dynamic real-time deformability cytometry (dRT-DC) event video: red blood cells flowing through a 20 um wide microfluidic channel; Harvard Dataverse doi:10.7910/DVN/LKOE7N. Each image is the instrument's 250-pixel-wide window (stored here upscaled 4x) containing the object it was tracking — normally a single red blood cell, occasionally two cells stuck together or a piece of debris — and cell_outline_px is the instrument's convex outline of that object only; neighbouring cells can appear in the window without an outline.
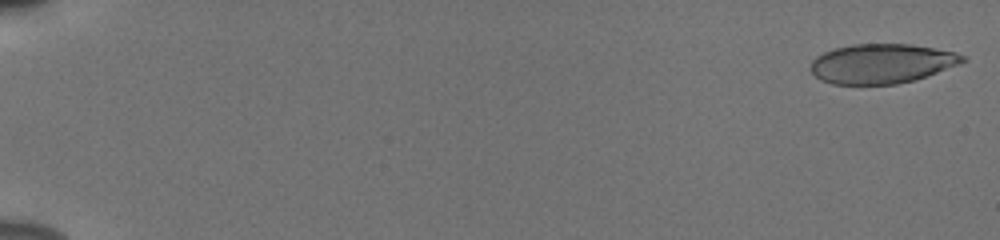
{"species": "human", "species_latin": "Homo sapiens", "temperature_condition": "cold", "stored_images_in_passage": 54, "camera_frame_rate_fps": 3000, "um_per_image_px": 0.085, "donor": {"sex": "male"}, "frame": {"image": 1, "passage_image": 1, "time_ms": 0.0, "image_size_px": [1000, 240], "cell_outline_px": [[968, 60], [960, 64], [916, 80], [896, 84], [832, 84], [820, 80], [812, 72], [812, 60], [816, 56], [832, 48], [852, 44], [912, 44], [956, 52], [964, 56]], "centroid_in_image_um": [74.96, 5.4], "position_along_channel_um": 10.0, "area_um2": 35.2}}
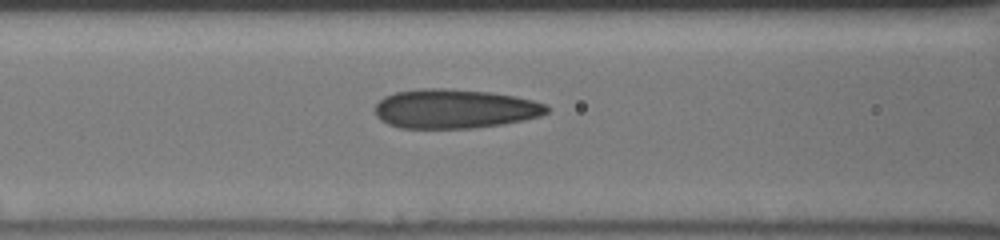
{"frame": {"image": 2, "passage_image": 25, "time_ms": 8.0, "image_size_px": [1000, 240], "cell_outline_px": [[548, 112], [540, 116], [524, 120], [504, 124], [472, 128], [400, 128], [388, 124], [380, 120], [376, 116], [376, 104], [384, 96], [396, 92], [424, 88], [444, 88], [488, 92], [512, 96], [532, 100], [544, 104], [548, 108]], "centroid_in_image_um": [38.62, 9.25], "position_along_channel_um": 128.0, "area_um2": 39.13}}
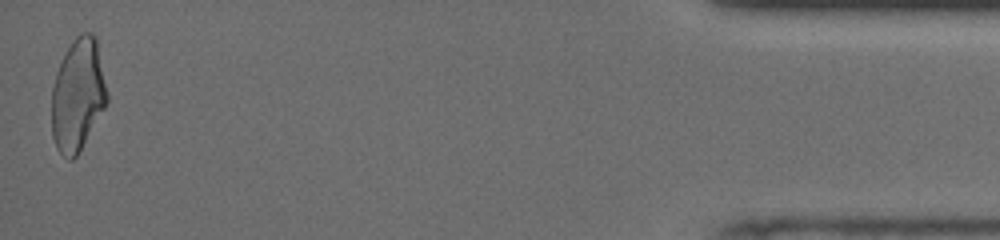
{"frame": {"image": 3, "passage_image": 54, "time_ms": 17.667, "image_size_px": [1000, 240], "cell_outline_px": [[108, 100], [104, 108], [76, 156], [72, 160], [68, 160], [56, 148], [52, 136], [52, 88], [56, 72], [72, 40], [80, 32], [92, 32], [96, 36], [108, 92]], "centroid_in_image_um": [6.62, 8.04], "position_along_channel_um": 428.6, "area_um2": 36.18}, "authors_computed_cell_mechanics": {"area_um2": 37.2232, "velocity_mm_per_s": 3.8791, "shape_relaxation_time_tau1_ms": null, "shape_relaxation_time_tau2_ms": 1.3279, "deformation_change_tau1": null, "deformation_change_tau2": 0.0923}}